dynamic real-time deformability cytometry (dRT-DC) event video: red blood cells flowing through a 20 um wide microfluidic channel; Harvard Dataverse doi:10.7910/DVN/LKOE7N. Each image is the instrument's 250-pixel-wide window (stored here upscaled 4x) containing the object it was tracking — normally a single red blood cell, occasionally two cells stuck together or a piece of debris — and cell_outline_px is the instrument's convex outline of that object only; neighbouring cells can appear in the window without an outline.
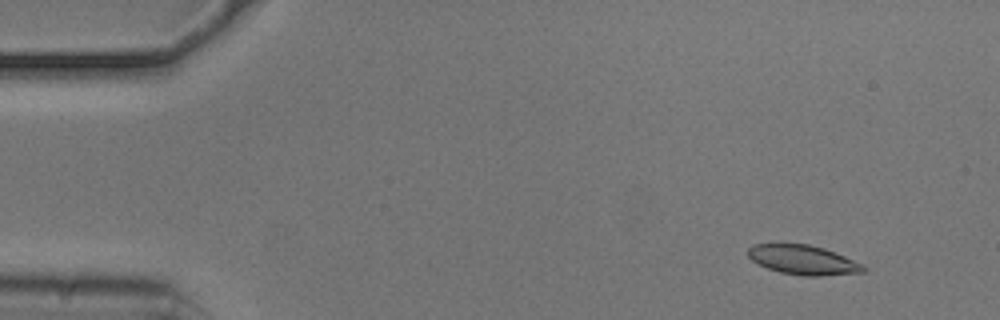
{"species": "common noctule bat (a hibernating species)", "species_latin": "Nyctalus noctula", "temperature_condition": "cold", "stored_images_in_passage": 48, "camera_frame_rate_fps": 3000, "um_per_image_px": 0.085, "animal": {"sex": "male", "body_mass_g": 20.5, "forearm_length_mm": 52.5}, "frame": {"image": 1, "passage_image": 5, "time_ms": 1.333, "image_size_px": [1000, 320], "cell_outline_px": [[868, 268], [864, 272], [820, 276], [804, 276], [780, 272], [768, 268], [752, 260], [748, 256], [748, 248], [752, 244], [808, 244], [824, 248], [864, 264]], "centroid_in_image_um": [68.29, 22.09], "position_along_channel_um": 16.7, "area_um2": 19.77}}
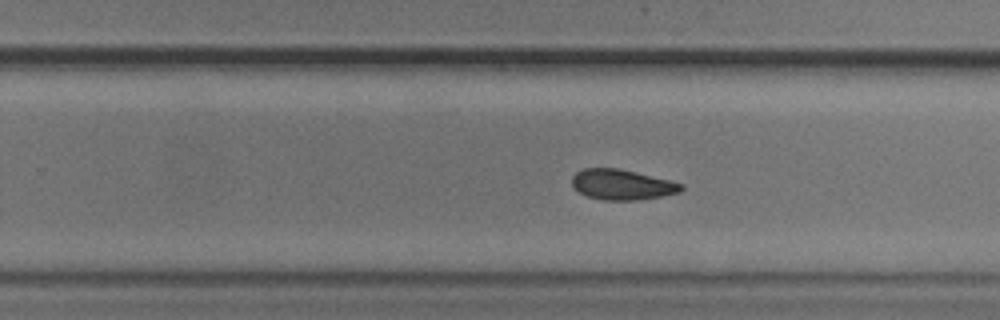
{"frame": {"image": 2, "passage_image": 34, "time_ms": 11.0, "image_size_px": [1000, 320], "cell_outline_px": [[684, 188], [680, 192], [660, 196], [636, 200], [604, 200], [588, 196], [572, 188], [572, 176], [576, 172], [584, 168], [620, 168], [684, 184]], "centroid_in_image_um": [52.85, 15.68], "position_along_channel_um": 277.0, "area_um2": 19.25}}
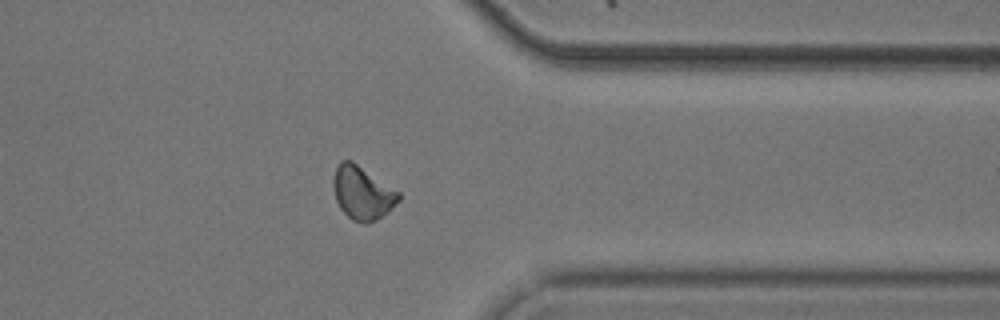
{"frame": {"image": 3, "passage_image": 43, "time_ms": 14.0, "image_size_px": [1000, 320], "cell_outline_px": [[400, 200], [388, 212], [376, 220], [368, 224], [364, 224], [352, 220], [340, 208], [336, 200], [332, 184], [332, 180], [336, 168], [340, 160], [352, 160], [400, 192]], "centroid_in_image_um": [30.8, 16.4], "position_along_channel_um": 380.6, "area_um2": 20.46}, "authors_computed_cell_mechanics": {"area_um2": 19.9988, "velocity_mm_per_s": 3.7117, "shape_relaxation_time_tau1_ms": 11.2973, "shape_relaxation_time_tau2_ms": 4.9382, "deformation_change_tau1": 0.1814, "deformation_change_tau2": 0.0807}}